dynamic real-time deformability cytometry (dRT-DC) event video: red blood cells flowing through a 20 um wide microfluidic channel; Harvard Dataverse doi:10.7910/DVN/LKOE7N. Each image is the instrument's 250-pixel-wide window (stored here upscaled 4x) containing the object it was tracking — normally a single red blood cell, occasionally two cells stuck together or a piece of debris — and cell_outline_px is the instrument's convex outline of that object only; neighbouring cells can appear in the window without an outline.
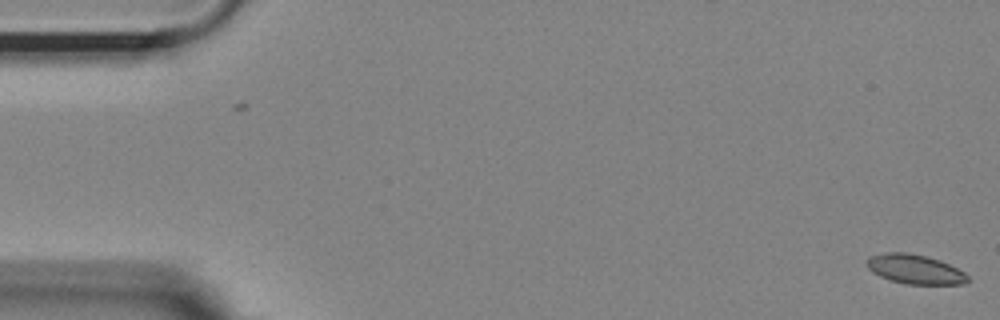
{"species": "Egyptian fruit bat (a non-hibernating species)", "species_latin": "Rousettus aegyptiacus", "temperature_condition": "room temperature", "stored_images_in_passage": 3, "camera_frame_rate_fps": 3000, "um_per_image_px": 0.085, "animal": {"sex": "female"}, "frame": {"image": 1, "passage_image": 3, "time_ms": 0.667, "image_size_px": [1000, 320], "cell_outline_px": [[972, 280], [964, 284], [908, 284], [892, 280], [880, 276], [872, 272], [864, 264], [868, 256], [884, 252], [908, 252], [928, 256], [940, 260], [964, 272]], "centroid_in_image_um": [77.75, 22.87], "position_along_channel_um": 7.2, "area_um2": 17.51}}